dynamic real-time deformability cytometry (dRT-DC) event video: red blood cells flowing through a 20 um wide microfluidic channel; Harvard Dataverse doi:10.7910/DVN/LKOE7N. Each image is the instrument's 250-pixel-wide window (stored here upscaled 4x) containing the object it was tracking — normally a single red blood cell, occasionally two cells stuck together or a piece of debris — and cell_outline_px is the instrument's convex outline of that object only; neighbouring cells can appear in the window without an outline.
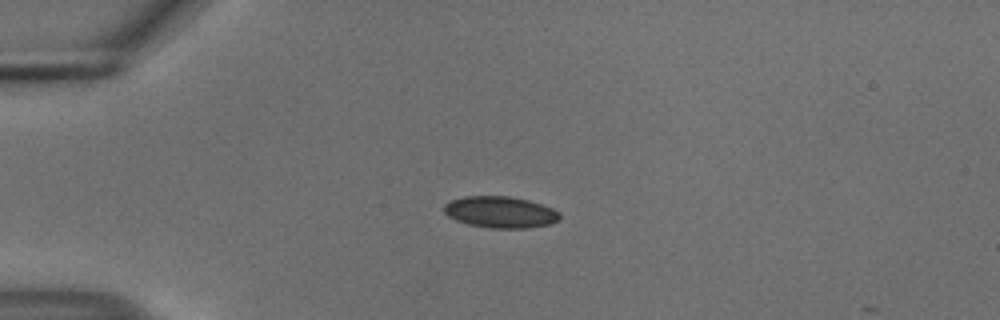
{"species": "common noctule bat (a hibernating species)", "species_latin": "Nyctalus noctula", "temperature_condition": "cold", "stored_images_in_passage": 4, "camera_frame_rate_fps": 3000, "um_per_image_px": 0.085, "animal": {"sex": "male", "body_mass_g": 18.8}, "frame": {"image": 1, "passage_image": 1, "time_ms": 0.0, "image_size_px": [1000, 320], "cell_outline_px": [[560, 220], [548, 224], [524, 228], [488, 228], [468, 224], [456, 220], [448, 216], [444, 212], [444, 204], [452, 200], [464, 196], [508, 196], [528, 200], [552, 208], [560, 212]], "centroid_in_image_um": [42.52, 18.03], "position_along_channel_um": 42.5, "area_um2": 21.15}}